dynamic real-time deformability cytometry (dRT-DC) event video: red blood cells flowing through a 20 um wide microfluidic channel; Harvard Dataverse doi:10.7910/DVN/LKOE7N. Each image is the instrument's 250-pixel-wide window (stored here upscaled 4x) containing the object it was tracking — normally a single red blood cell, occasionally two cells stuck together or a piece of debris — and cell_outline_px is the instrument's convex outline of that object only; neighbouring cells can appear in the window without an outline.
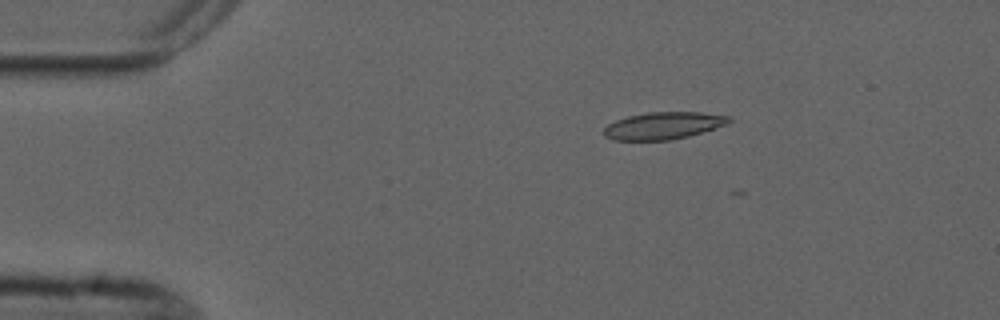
{"species": "common noctule bat (a hibernating species)", "species_latin": "Nyctalus noctula", "temperature_condition": "cold", "stored_images_in_passage": 5, "camera_frame_rate_fps": 3000, "um_per_image_px": 0.085, "animal": {"sex": "male", "forearm_length_mm": 52.5}, "frame": {"image": 1, "passage_image": 3, "time_ms": 2.333, "image_size_px": [1000, 320], "cell_outline_px": [[732, 120], [724, 124], [688, 136], [668, 140], [612, 140], [604, 136], [604, 128], [608, 124], [616, 120], [628, 116], [648, 112], [700, 112], [728, 116]], "centroid_in_image_um": [56.31, 10.68], "position_along_channel_um": 28.7, "area_um2": 19.48}}